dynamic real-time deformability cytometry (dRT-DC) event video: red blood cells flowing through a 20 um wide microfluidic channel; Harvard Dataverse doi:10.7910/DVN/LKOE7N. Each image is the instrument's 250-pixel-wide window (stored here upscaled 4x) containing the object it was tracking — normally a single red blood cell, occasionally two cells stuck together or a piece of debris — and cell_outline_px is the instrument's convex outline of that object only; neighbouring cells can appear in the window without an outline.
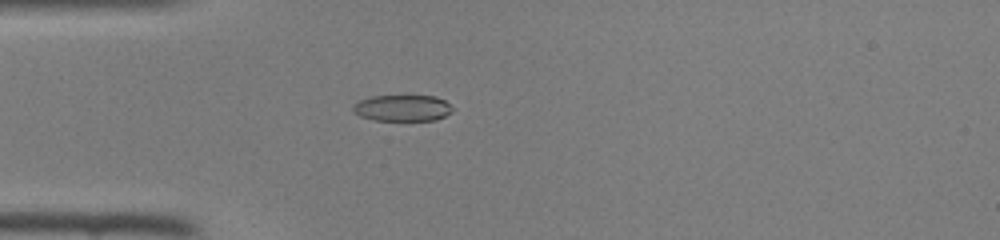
{"species": "common noctule bat (a hibernating species)", "species_latin": "Nyctalus noctula", "temperature_condition": "room temperature", "stored_images_in_passage": 37, "camera_frame_rate_fps": 3000, "um_per_image_px": 0.085, "animal": {"sex": "female", "body_mass_g": 22.0, "forearm_length_mm": 56.7}, "frame": {"image": 1, "passage_image": 4, "time_ms": 1.0, "image_size_px": [1000, 240], "cell_outline_px": [[456, 108], [452, 112], [436, 120], [376, 120], [360, 116], [352, 112], [352, 108], [360, 100], [372, 96], [436, 96], [444, 100]], "centroid_in_image_um": [34.25, 9.18], "position_along_channel_um": 50.7, "area_um2": 15.26}}
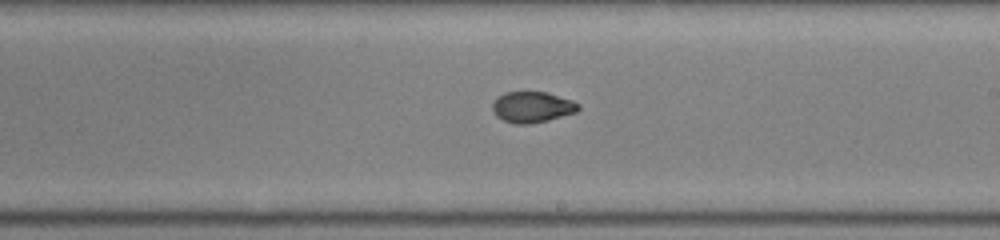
{"frame": {"image": 2, "passage_image": 18, "time_ms": 5.667, "image_size_px": [1000, 240], "cell_outline_px": [[580, 108], [576, 112], [548, 120], [528, 124], [512, 124], [496, 116], [492, 108], [492, 104], [504, 92], [548, 92], [572, 100], [580, 104]], "centroid_in_image_um": [45.25, 9.1], "position_along_channel_um": 243.7, "area_um2": 15.43}}
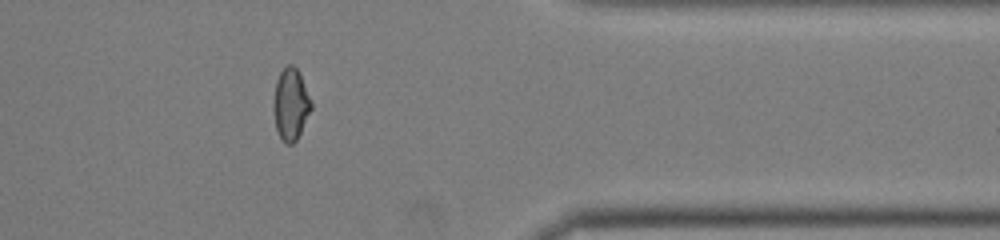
{"frame": {"image": 3, "passage_image": 29, "time_ms": 9.333, "image_size_px": [1000, 240], "cell_outline_px": [[312, 108], [296, 140], [292, 144], [288, 144], [280, 136], [276, 128], [276, 80], [280, 72], [288, 64], [292, 64], [300, 72], [312, 100]], "centroid_in_image_um": [24.78, 8.81], "position_along_channel_um": 386.6, "area_um2": 15.14}}